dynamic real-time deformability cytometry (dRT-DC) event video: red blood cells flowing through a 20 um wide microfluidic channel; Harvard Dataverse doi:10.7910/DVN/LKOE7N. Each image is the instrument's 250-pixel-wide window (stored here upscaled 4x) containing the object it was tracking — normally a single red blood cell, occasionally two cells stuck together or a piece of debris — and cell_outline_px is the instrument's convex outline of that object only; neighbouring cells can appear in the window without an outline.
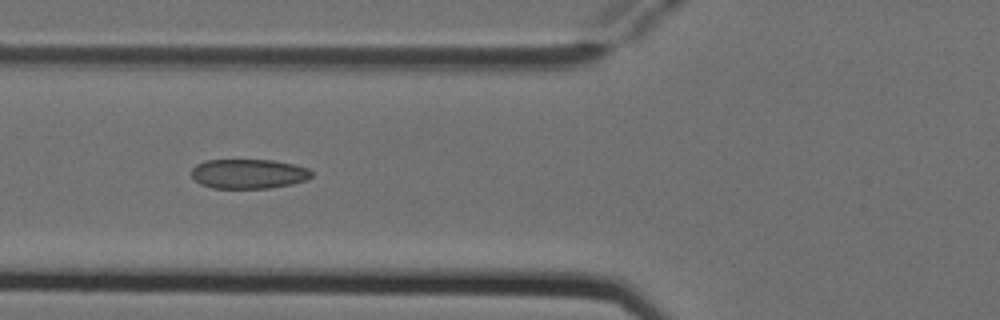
{"species": "Egyptian fruit bat (a non-hibernating species)", "species_latin": "Rousettus aegyptiacus", "temperature_condition": "cold", "stored_images_in_passage": 5, "camera_frame_rate_fps": 3000, "um_per_image_px": 0.085, "animal": {"sex": "female"}, "frame": {"image": 1, "passage_image": 3, "time_ms": 0.667, "image_size_px": [1000, 320], "cell_outline_px": [[312, 176], [308, 180], [292, 184], [268, 188], [212, 188], [200, 184], [192, 176], [192, 168], [196, 164], [204, 160], [272, 160], [292, 164], [308, 168], [312, 172]], "centroid_in_image_um": [21.13, 14.77], "position_along_channel_um": 104.7, "area_um2": 20.75}}
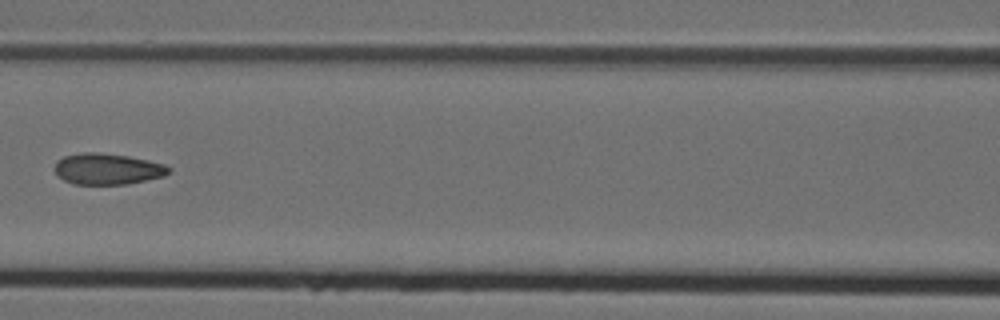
{"frame": {"image": 2, "passage_image": 4, "time_ms": 1.0, "image_size_px": [1000, 320], "cell_outline_px": [[172, 168], [164, 176], [128, 184], [72, 184], [64, 180], [56, 172], [56, 160], [64, 156], [80, 152], [100, 152], [128, 156], [148, 160], [164, 164]], "centroid_in_image_um": [9.14, 14.35], "position_along_channel_um": 157.5, "area_um2": 20.69}}
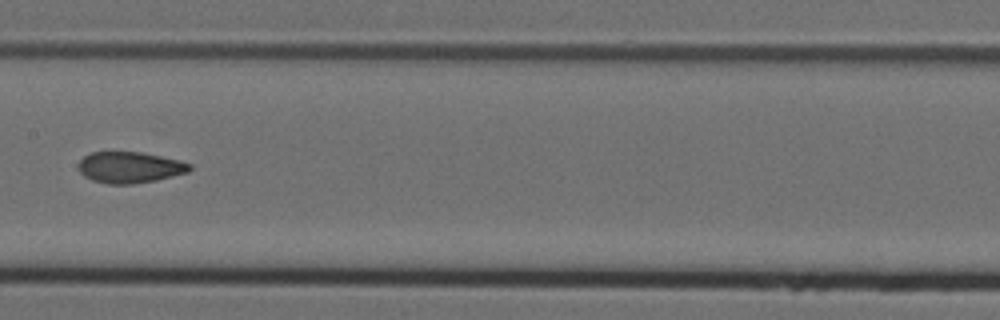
{"frame": {"image": 3, "passage_image": 5, "time_ms": 1.333, "image_size_px": [1000, 320], "cell_outline_px": [[192, 168], [188, 172], [156, 180], [132, 184], [108, 184], [92, 180], [84, 176], [80, 172], [80, 160], [84, 156], [92, 152], [140, 152], [180, 160], [192, 164]], "centroid_in_image_um": [11.05, 14.23], "position_along_channel_um": 196.3, "area_um2": 20.11}}